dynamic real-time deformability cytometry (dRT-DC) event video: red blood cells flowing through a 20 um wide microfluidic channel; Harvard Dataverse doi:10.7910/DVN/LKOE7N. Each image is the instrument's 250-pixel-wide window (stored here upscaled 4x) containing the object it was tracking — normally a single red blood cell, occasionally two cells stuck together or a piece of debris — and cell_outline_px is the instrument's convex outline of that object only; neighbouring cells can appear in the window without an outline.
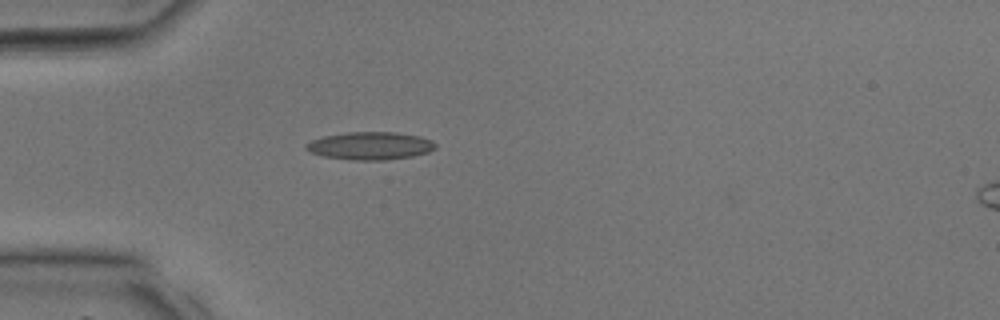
{"species": "common noctule bat (a hibernating species)", "species_latin": "Nyctalus noctula", "temperature_condition": "room temperature", "stored_images_in_passage": 28, "camera_frame_rate_fps": 3000, "um_per_image_px": 0.085, "animal": {"sex": "male", "body_mass_g": 17.9, "forearm_length_mm": 54.2}, "frame": {"image": 1, "passage_image": 1, "time_ms": 0.0, "image_size_px": [1000, 320], "cell_outline_px": [[436, 148], [428, 152], [412, 156], [384, 160], [352, 160], [324, 156], [312, 152], [304, 148], [304, 144], [312, 140], [324, 136], [348, 132], [396, 132], [420, 136], [432, 140], [436, 144]], "centroid_in_image_um": [31.48, 12.39], "position_along_channel_um": 53.5, "area_um2": 20.92}}
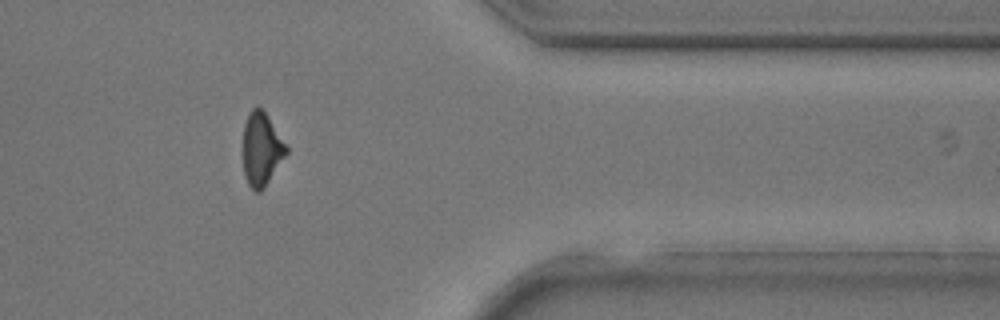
{"frame": {"image": 2, "passage_image": 21, "time_ms": 6.667, "image_size_px": [1000, 320], "cell_outline_px": [[288, 152], [264, 188], [260, 192], [256, 192], [248, 184], [244, 176], [244, 124], [248, 112], [252, 108], [260, 108], [268, 116], [288, 148]], "centroid_in_image_um": [22.23, 12.69], "position_along_channel_um": 389.2, "area_um2": 18.21}}
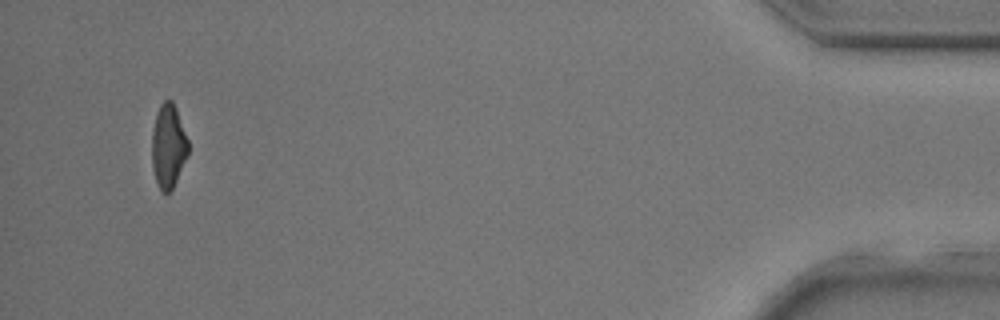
{"frame": {"image": 3, "passage_image": 26, "time_ms": 8.333, "image_size_px": [1000, 320], "cell_outline_px": [[188, 152], [176, 180], [168, 196], [160, 192], [156, 184], [152, 168], [152, 132], [156, 112], [160, 104], [164, 100], [172, 100], [176, 108], [188, 140]], "centroid_in_image_um": [14.28, 12.45], "position_along_channel_um": 420.9, "area_um2": 17.86}}